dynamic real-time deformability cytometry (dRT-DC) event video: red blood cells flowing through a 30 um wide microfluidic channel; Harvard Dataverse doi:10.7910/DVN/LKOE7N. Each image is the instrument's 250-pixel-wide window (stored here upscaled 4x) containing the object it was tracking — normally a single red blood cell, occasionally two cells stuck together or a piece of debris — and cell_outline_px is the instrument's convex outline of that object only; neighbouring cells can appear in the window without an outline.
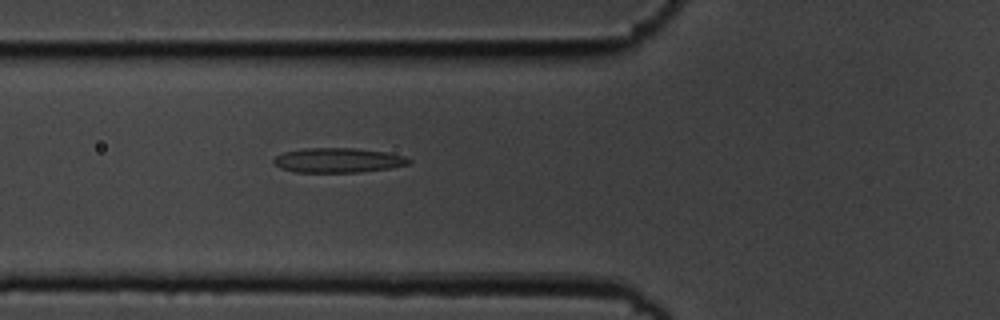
{"species": "common noctule bat (a hibernating species)", "species_latin": "Nyctalus noctula", "temperature_condition": "cold", "stored_images_in_passage": 43, "camera_frame_rate_fps": 3000, "um_per_image_px": 0.085, "animal": {"sex": "male", "body_mass_g": 19.5, "forearm_length_mm": 54.6}, "frame": {"image": 1, "passage_image": 8, "time_ms": 2.333, "image_size_px": [1000, 320], "cell_outline_px": [[412, 160], [408, 164], [392, 168], [360, 172], [296, 172], [280, 168], [272, 160], [276, 156], [284, 152], [304, 148], [356, 148], [388, 152], [404, 156]], "centroid_in_image_um": [28.76, 13.62], "position_along_channel_um": 97.0, "area_um2": 19.48}}
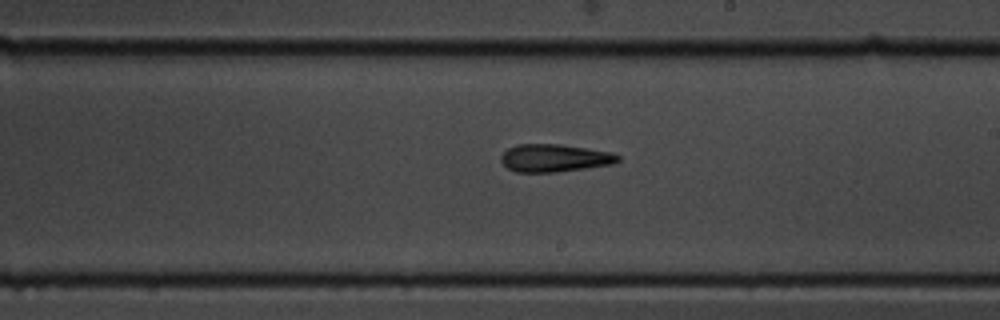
{"frame": {"image": 2, "passage_image": 20, "time_ms": 6.333, "image_size_px": [1000, 320], "cell_outline_px": [[620, 160], [612, 164], [556, 172], [516, 172], [508, 168], [500, 160], [500, 156], [508, 148], [516, 144], [560, 144], [612, 152], [620, 156]], "centroid_in_image_um": [47.12, 13.42], "position_along_channel_um": 241.9, "area_um2": 18.84}}
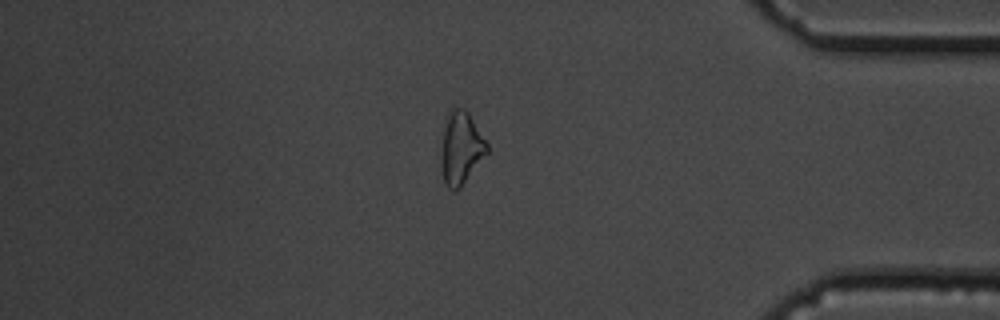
{"frame": {"image": 3, "passage_image": 35, "time_ms": 11.333, "image_size_px": [1000, 320], "cell_outline_px": [[488, 152], [460, 188], [456, 192], [452, 192], [444, 184], [440, 160], [440, 148], [444, 116], [452, 108], [464, 108], [468, 112], [488, 144]], "centroid_in_image_um": [39.13, 12.58], "position_along_channel_um": 396.1, "area_um2": 19.94}, "authors_computed_cell_mechanics": {"area_um2": 19.1896, "velocity_mm_per_s": 3.6121, "shape_relaxation_time_tau1_ms": null, "shape_relaxation_time_tau2_ms": 5.2496, "deformation_change_tau1": null, "deformation_change_tau2": 0.1656}}